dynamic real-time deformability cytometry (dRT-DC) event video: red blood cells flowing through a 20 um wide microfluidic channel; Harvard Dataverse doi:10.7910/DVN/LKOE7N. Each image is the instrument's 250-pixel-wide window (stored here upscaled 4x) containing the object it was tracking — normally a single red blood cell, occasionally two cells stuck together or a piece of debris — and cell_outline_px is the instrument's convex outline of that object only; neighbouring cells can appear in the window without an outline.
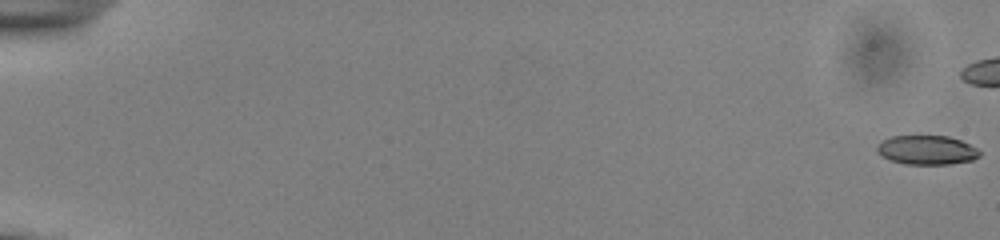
{"species": "common noctule bat (a hibernating species)", "species_latin": "Nyctalus noctula", "temperature_condition": "cold", "stored_images_in_passage": 46, "camera_frame_rate_fps": 3000, "um_per_image_px": 0.085, "animal": {"sex": "male", "body_mass_g": 13.0, "forearm_length_mm": 53.1}, "frame": {"image": 1, "passage_image": 1, "time_ms": 0.0, "image_size_px": [1000, 240], "cell_outline_px": [[980, 156], [972, 160], [948, 164], [904, 164], [880, 156], [876, 152], [876, 148], [884, 140], [892, 136], [948, 136], [960, 140], [976, 148], [980, 152]], "centroid_in_image_um": [78.77, 12.76], "position_along_channel_um": 6.2, "area_um2": 17.28}}
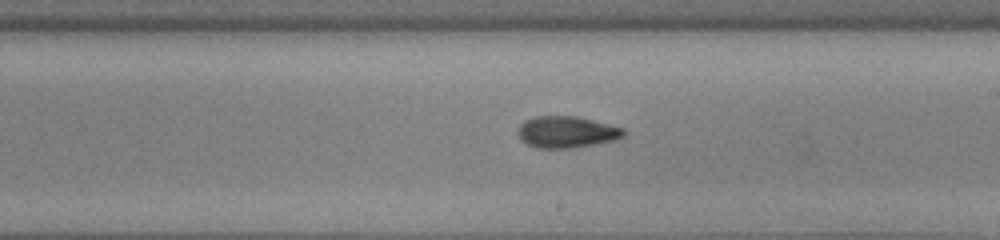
{"frame": {"image": 2, "passage_image": 34, "time_ms": 11.0, "image_size_px": [1000, 240], "cell_outline_px": [[628, 132], [624, 136], [616, 140], [596, 144], [572, 148], [536, 148], [520, 140], [516, 132], [520, 124], [524, 120], [536, 116], [576, 116], [624, 128]], "centroid_in_image_um": [48.16, 11.22], "position_along_channel_um": 240.8, "area_um2": 19.71}}
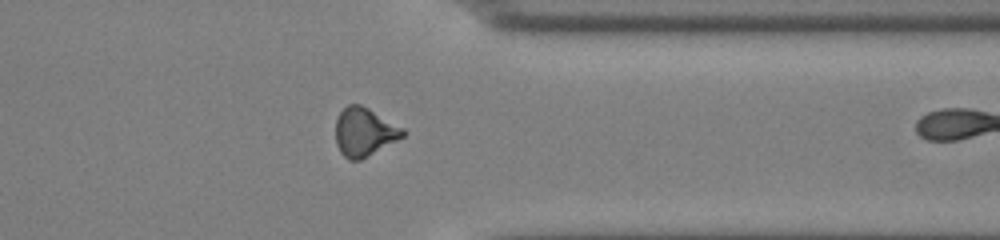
{"frame": {"image": 3, "passage_image": 45, "time_ms": 14.667, "image_size_px": [1000, 240], "cell_outline_px": [[408, 132], [404, 136], [360, 160], [348, 160], [340, 152], [336, 144], [336, 120], [340, 112], [348, 104], [360, 104], [368, 108], [404, 128]], "centroid_in_image_um": [30.96, 11.22], "position_along_channel_um": 380.4, "area_um2": 18.9}}